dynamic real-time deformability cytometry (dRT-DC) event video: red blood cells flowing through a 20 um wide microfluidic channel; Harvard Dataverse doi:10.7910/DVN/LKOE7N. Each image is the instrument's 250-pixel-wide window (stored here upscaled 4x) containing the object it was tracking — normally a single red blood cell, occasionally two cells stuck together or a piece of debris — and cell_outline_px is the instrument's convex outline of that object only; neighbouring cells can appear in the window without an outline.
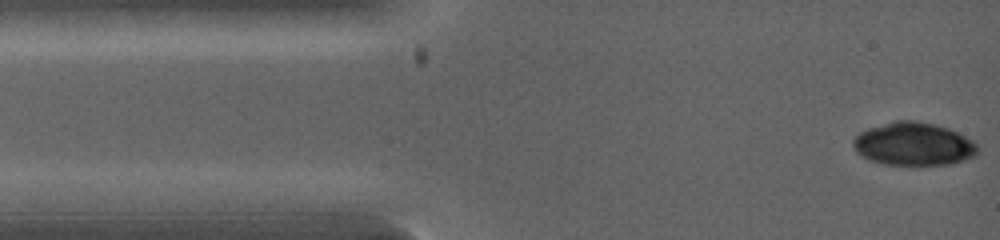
{"species": "common noctule bat (a hibernating species)", "species_latin": "Nyctalus noctula", "temperature_condition": "warm", "stored_images_in_passage": 4, "camera_frame_rate_fps": 5000, "um_per_image_px": 0.085, "animal": {"sex": "female", "body_mass_g": 19.0, "forearm_length_mm": 53.3}, "frame": {"image": 1, "passage_image": 1, "time_ms": 0.0, "image_size_px": [1000, 240], "cell_outline_px": [[980, 148], [976, 156], [964, 160], [948, 164], [916, 168], [884, 164], [860, 156], [856, 152], [852, 144], [852, 140], [860, 132], [868, 128], [896, 120], [916, 120], [936, 124], [948, 128], [972, 140]], "centroid_in_image_um": [77.66, 12.28], "position_along_channel_um": 7.3, "area_um2": 32.14}}